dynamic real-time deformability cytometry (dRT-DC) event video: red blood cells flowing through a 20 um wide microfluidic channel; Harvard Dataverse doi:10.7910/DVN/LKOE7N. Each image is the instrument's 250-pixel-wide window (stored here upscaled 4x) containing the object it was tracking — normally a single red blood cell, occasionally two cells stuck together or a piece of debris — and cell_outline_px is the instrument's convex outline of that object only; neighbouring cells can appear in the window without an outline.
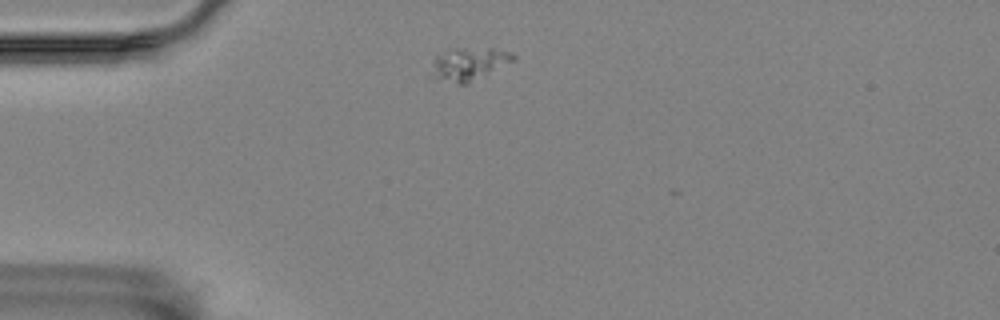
{"species": "Egyptian fruit bat (a non-hibernating species)", "species_latin": "Rousettus aegyptiacus", "temperature_condition": "room temperature", "stored_images_in_passage": 3, "camera_frame_rate_fps": 3000, "um_per_image_px": 0.085, "animal": {"sex": "female"}, "frame": {"image": 1, "passage_image": 1, "time_ms": 0.0, "image_size_px": [1000, 320], "cell_outline_px": [[516, 60], [468, 84], [460, 84], [436, 80], [424, 76], [432, 60], [436, 56], [448, 48], [492, 48], [512, 52], [516, 56]], "centroid_in_image_um": [39.73, 5.46], "position_along_channel_um": 45.3, "area_um2": 16.65}}
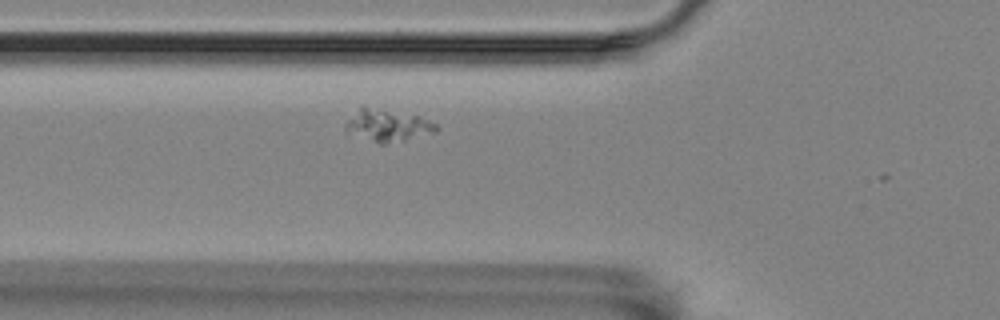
{"frame": {"image": 2, "passage_image": 3, "time_ms": 0.667, "image_size_px": [1000, 320], "cell_outline_px": [[440, 128], [436, 132], [404, 140], [384, 144], [380, 144], [348, 132], [344, 128], [344, 124], [364, 104], [416, 116], [436, 124]], "centroid_in_image_um": [32.93, 10.65], "position_along_channel_um": 92.9, "area_um2": 16.76}}